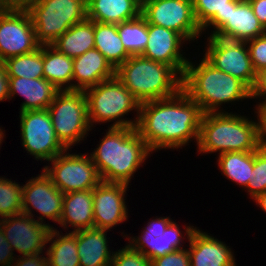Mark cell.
<instances>
[{"label": "cell", "mask_w": 266, "mask_h": 266, "mask_svg": "<svg viewBox=\"0 0 266 266\" xmlns=\"http://www.w3.org/2000/svg\"><path fill=\"white\" fill-rule=\"evenodd\" d=\"M196 228L190 237V266H237L234 250L225 241Z\"/></svg>", "instance_id": "obj_19"}, {"label": "cell", "mask_w": 266, "mask_h": 266, "mask_svg": "<svg viewBox=\"0 0 266 266\" xmlns=\"http://www.w3.org/2000/svg\"><path fill=\"white\" fill-rule=\"evenodd\" d=\"M206 38L202 56L215 68L238 78L252 89L256 81V72L246 42L215 36Z\"/></svg>", "instance_id": "obj_13"}, {"label": "cell", "mask_w": 266, "mask_h": 266, "mask_svg": "<svg viewBox=\"0 0 266 266\" xmlns=\"http://www.w3.org/2000/svg\"><path fill=\"white\" fill-rule=\"evenodd\" d=\"M255 16L266 30V0H248Z\"/></svg>", "instance_id": "obj_44"}, {"label": "cell", "mask_w": 266, "mask_h": 266, "mask_svg": "<svg viewBox=\"0 0 266 266\" xmlns=\"http://www.w3.org/2000/svg\"><path fill=\"white\" fill-rule=\"evenodd\" d=\"M41 169L40 174L36 177L35 175L32 176L23 184L22 213L31 216L38 222L48 224L51 228H55L54 225L59 224L62 215L64 193L53 184L44 169ZM46 219L51 220L54 224L46 223Z\"/></svg>", "instance_id": "obj_14"}, {"label": "cell", "mask_w": 266, "mask_h": 266, "mask_svg": "<svg viewBox=\"0 0 266 266\" xmlns=\"http://www.w3.org/2000/svg\"><path fill=\"white\" fill-rule=\"evenodd\" d=\"M40 45H52L72 25L87 18L84 0H24Z\"/></svg>", "instance_id": "obj_7"}, {"label": "cell", "mask_w": 266, "mask_h": 266, "mask_svg": "<svg viewBox=\"0 0 266 266\" xmlns=\"http://www.w3.org/2000/svg\"><path fill=\"white\" fill-rule=\"evenodd\" d=\"M254 71L266 68V33L246 41Z\"/></svg>", "instance_id": "obj_37"}, {"label": "cell", "mask_w": 266, "mask_h": 266, "mask_svg": "<svg viewBox=\"0 0 266 266\" xmlns=\"http://www.w3.org/2000/svg\"><path fill=\"white\" fill-rule=\"evenodd\" d=\"M150 262L151 266H190V255L188 248H184L152 259Z\"/></svg>", "instance_id": "obj_38"}, {"label": "cell", "mask_w": 266, "mask_h": 266, "mask_svg": "<svg viewBox=\"0 0 266 266\" xmlns=\"http://www.w3.org/2000/svg\"><path fill=\"white\" fill-rule=\"evenodd\" d=\"M266 33L248 0L231 2L227 23L214 35L228 40L248 41Z\"/></svg>", "instance_id": "obj_21"}, {"label": "cell", "mask_w": 266, "mask_h": 266, "mask_svg": "<svg viewBox=\"0 0 266 266\" xmlns=\"http://www.w3.org/2000/svg\"><path fill=\"white\" fill-rule=\"evenodd\" d=\"M23 184L0 176V219L22 213Z\"/></svg>", "instance_id": "obj_34"}, {"label": "cell", "mask_w": 266, "mask_h": 266, "mask_svg": "<svg viewBox=\"0 0 266 266\" xmlns=\"http://www.w3.org/2000/svg\"><path fill=\"white\" fill-rule=\"evenodd\" d=\"M141 15L148 24L179 33L189 44L203 37L194 16L192 0H142Z\"/></svg>", "instance_id": "obj_11"}, {"label": "cell", "mask_w": 266, "mask_h": 266, "mask_svg": "<svg viewBox=\"0 0 266 266\" xmlns=\"http://www.w3.org/2000/svg\"><path fill=\"white\" fill-rule=\"evenodd\" d=\"M128 188L127 184L101 181L93 189L94 228L111 231L128 221Z\"/></svg>", "instance_id": "obj_16"}, {"label": "cell", "mask_w": 266, "mask_h": 266, "mask_svg": "<svg viewBox=\"0 0 266 266\" xmlns=\"http://www.w3.org/2000/svg\"><path fill=\"white\" fill-rule=\"evenodd\" d=\"M94 40L95 48L115 70L131 56L121 42L117 24L94 21Z\"/></svg>", "instance_id": "obj_30"}, {"label": "cell", "mask_w": 266, "mask_h": 266, "mask_svg": "<svg viewBox=\"0 0 266 266\" xmlns=\"http://www.w3.org/2000/svg\"><path fill=\"white\" fill-rule=\"evenodd\" d=\"M60 226L64 232L94 228L93 189L64 194Z\"/></svg>", "instance_id": "obj_23"}, {"label": "cell", "mask_w": 266, "mask_h": 266, "mask_svg": "<svg viewBox=\"0 0 266 266\" xmlns=\"http://www.w3.org/2000/svg\"><path fill=\"white\" fill-rule=\"evenodd\" d=\"M7 3L4 0H0V9L3 8Z\"/></svg>", "instance_id": "obj_49"}, {"label": "cell", "mask_w": 266, "mask_h": 266, "mask_svg": "<svg viewBox=\"0 0 266 266\" xmlns=\"http://www.w3.org/2000/svg\"><path fill=\"white\" fill-rule=\"evenodd\" d=\"M174 219L170 218V216H156L152 219H149L144 225L145 227L142 228L140 235L137 236H160L163 235L164 231L166 230L167 226L173 221Z\"/></svg>", "instance_id": "obj_40"}, {"label": "cell", "mask_w": 266, "mask_h": 266, "mask_svg": "<svg viewBox=\"0 0 266 266\" xmlns=\"http://www.w3.org/2000/svg\"><path fill=\"white\" fill-rule=\"evenodd\" d=\"M252 201L255 202L257 207L259 206V208L262 209V211H264V213H266V191L264 193L259 194Z\"/></svg>", "instance_id": "obj_45"}, {"label": "cell", "mask_w": 266, "mask_h": 266, "mask_svg": "<svg viewBox=\"0 0 266 266\" xmlns=\"http://www.w3.org/2000/svg\"><path fill=\"white\" fill-rule=\"evenodd\" d=\"M202 115L199 104L180 89L171 97L140 103L136 129L153 153L179 151L193 140L197 146Z\"/></svg>", "instance_id": "obj_1"}, {"label": "cell", "mask_w": 266, "mask_h": 266, "mask_svg": "<svg viewBox=\"0 0 266 266\" xmlns=\"http://www.w3.org/2000/svg\"><path fill=\"white\" fill-rule=\"evenodd\" d=\"M43 74L60 91L72 90L73 58L52 45H43Z\"/></svg>", "instance_id": "obj_29"}, {"label": "cell", "mask_w": 266, "mask_h": 266, "mask_svg": "<svg viewBox=\"0 0 266 266\" xmlns=\"http://www.w3.org/2000/svg\"><path fill=\"white\" fill-rule=\"evenodd\" d=\"M196 228L197 226L194 227L189 223V225H184L182 231L180 229V224L178 225L176 220H173L167 226L163 235L157 237L131 236L130 234H127L125 232L120 233L123 239L125 238L126 240H128L127 243H129L135 250L140 251L146 258L151 261L152 259L164 256L176 250L186 248L188 244L184 245L185 241H190L192 232Z\"/></svg>", "instance_id": "obj_18"}, {"label": "cell", "mask_w": 266, "mask_h": 266, "mask_svg": "<svg viewBox=\"0 0 266 266\" xmlns=\"http://www.w3.org/2000/svg\"><path fill=\"white\" fill-rule=\"evenodd\" d=\"M11 266H48V258L45 252L35 255L17 256Z\"/></svg>", "instance_id": "obj_42"}, {"label": "cell", "mask_w": 266, "mask_h": 266, "mask_svg": "<svg viewBox=\"0 0 266 266\" xmlns=\"http://www.w3.org/2000/svg\"><path fill=\"white\" fill-rule=\"evenodd\" d=\"M110 266H151V262L129 243L114 251Z\"/></svg>", "instance_id": "obj_36"}, {"label": "cell", "mask_w": 266, "mask_h": 266, "mask_svg": "<svg viewBox=\"0 0 266 266\" xmlns=\"http://www.w3.org/2000/svg\"><path fill=\"white\" fill-rule=\"evenodd\" d=\"M201 57L196 62L189 59L182 77V89L199 104L203 114L229 112L223 109L227 107L225 104L236 105L243 100H252L251 89L244 82Z\"/></svg>", "instance_id": "obj_4"}, {"label": "cell", "mask_w": 266, "mask_h": 266, "mask_svg": "<svg viewBox=\"0 0 266 266\" xmlns=\"http://www.w3.org/2000/svg\"><path fill=\"white\" fill-rule=\"evenodd\" d=\"M109 231L98 228L77 231L80 266H110L114 249L109 246Z\"/></svg>", "instance_id": "obj_24"}, {"label": "cell", "mask_w": 266, "mask_h": 266, "mask_svg": "<svg viewBox=\"0 0 266 266\" xmlns=\"http://www.w3.org/2000/svg\"><path fill=\"white\" fill-rule=\"evenodd\" d=\"M114 77L115 69L96 48L73 58L72 90L84 91Z\"/></svg>", "instance_id": "obj_20"}, {"label": "cell", "mask_w": 266, "mask_h": 266, "mask_svg": "<svg viewBox=\"0 0 266 266\" xmlns=\"http://www.w3.org/2000/svg\"><path fill=\"white\" fill-rule=\"evenodd\" d=\"M9 101V76L4 62L0 61V102Z\"/></svg>", "instance_id": "obj_43"}, {"label": "cell", "mask_w": 266, "mask_h": 266, "mask_svg": "<svg viewBox=\"0 0 266 266\" xmlns=\"http://www.w3.org/2000/svg\"><path fill=\"white\" fill-rule=\"evenodd\" d=\"M40 46L31 17L22 4L7 3L0 9V61L33 52Z\"/></svg>", "instance_id": "obj_10"}, {"label": "cell", "mask_w": 266, "mask_h": 266, "mask_svg": "<svg viewBox=\"0 0 266 266\" xmlns=\"http://www.w3.org/2000/svg\"><path fill=\"white\" fill-rule=\"evenodd\" d=\"M217 156L216 165L221 175L244 190L250 181L253 171V151L225 152Z\"/></svg>", "instance_id": "obj_31"}, {"label": "cell", "mask_w": 266, "mask_h": 266, "mask_svg": "<svg viewBox=\"0 0 266 266\" xmlns=\"http://www.w3.org/2000/svg\"><path fill=\"white\" fill-rule=\"evenodd\" d=\"M0 228L9 241L14 253L27 256L46 251L51 227L36 221L31 216L20 213L0 219Z\"/></svg>", "instance_id": "obj_15"}, {"label": "cell", "mask_w": 266, "mask_h": 266, "mask_svg": "<svg viewBox=\"0 0 266 266\" xmlns=\"http://www.w3.org/2000/svg\"><path fill=\"white\" fill-rule=\"evenodd\" d=\"M16 253L6 239L3 231L0 228V266H11V264L16 260Z\"/></svg>", "instance_id": "obj_41"}, {"label": "cell", "mask_w": 266, "mask_h": 266, "mask_svg": "<svg viewBox=\"0 0 266 266\" xmlns=\"http://www.w3.org/2000/svg\"><path fill=\"white\" fill-rule=\"evenodd\" d=\"M21 146L35 160L51 161L66 148L57 139L48 109L19 113Z\"/></svg>", "instance_id": "obj_12"}, {"label": "cell", "mask_w": 266, "mask_h": 266, "mask_svg": "<svg viewBox=\"0 0 266 266\" xmlns=\"http://www.w3.org/2000/svg\"><path fill=\"white\" fill-rule=\"evenodd\" d=\"M250 199H255L259 194L266 191V144L264 143L257 151H253V171L250 181L244 189Z\"/></svg>", "instance_id": "obj_35"}, {"label": "cell", "mask_w": 266, "mask_h": 266, "mask_svg": "<svg viewBox=\"0 0 266 266\" xmlns=\"http://www.w3.org/2000/svg\"><path fill=\"white\" fill-rule=\"evenodd\" d=\"M118 35L125 50L131 55H141L148 42V23L139 17L117 24Z\"/></svg>", "instance_id": "obj_32"}, {"label": "cell", "mask_w": 266, "mask_h": 266, "mask_svg": "<svg viewBox=\"0 0 266 266\" xmlns=\"http://www.w3.org/2000/svg\"><path fill=\"white\" fill-rule=\"evenodd\" d=\"M52 46L70 58H76L95 48L94 21L86 18L72 25Z\"/></svg>", "instance_id": "obj_27"}, {"label": "cell", "mask_w": 266, "mask_h": 266, "mask_svg": "<svg viewBox=\"0 0 266 266\" xmlns=\"http://www.w3.org/2000/svg\"><path fill=\"white\" fill-rule=\"evenodd\" d=\"M6 3L21 4L24 0H4Z\"/></svg>", "instance_id": "obj_48"}, {"label": "cell", "mask_w": 266, "mask_h": 266, "mask_svg": "<svg viewBox=\"0 0 266 266\" xmlns=\"http://www.w3.org/2000/svg\"><path fill=\"white\" fill-rule=\"evenodd\" d=\"M254 120L241 112L205 113L200 121L197 153L219 155L225 152L257 151L264 143L262 119L253 109ZM257 120H256V119Z\"/></svg>", "instance_id": "obj_3"}, {"label": "cell", "mask_w": 266, "mask_h": 266, "mask_svg": "<svg viewBox=\"0 0 266 266\" xmlns=\"http://www.w3.org/2000/svg\"><path fill=\"white\" fill-rule=\"evenodd\" d=\"M48 112L56 137L66 149L86 141L93 130L88 119L84 91H59L49 105Z\"/></svg>", "instance_id": "obj_8"}, {"label": "cell", "mask_w": 266, "mask_h": 266, "mask_svg": "<svg viewBox=\"0 0 266 266\" xmlns=\"http://www.w3.org/2000/svg\"><path fill=\"white\" fill-rule=\"evenodd\" d=\"M184 44L189 43L179 33L148 24V42L141 56L167 64L183 77L189 62V58L185 57Z\"/></svg>", "instance_id": "obj_17"}, {"label": "cell", "mask_w": 266, "mask_h": 266, "mask_svg": "<svg viewBox=\"0 0 266 266\" xmlns=\"http://www.w3.org/2000/svg\"><path fill=\"white\" fill-rule=\"evenodd\" d=\"M2 126H0V149H1V145H3L2 144V142L4 141L5 142V138H6V134H5V130H4V128L2 127Z\"/></svg>", "instance_id": "obj_47"}, {"label": "cell", "mask_w": 266, "mask_h": 266, "mask_svg": "<svg viewBox=\"0 0 266 266\" xmlns=\"http://www.w3.org/2000/svg\"><path fill=\"white\" fill-rule=\"evenodd\" d=\"M59 91L44 78L9 77V102L16 95L24 98L19 112L48 109Z\"/></svg>", "instance_id": "obj_22"}, {"label": "cell", "mask_w": 266, "mask_h": 266, "mask_svg": "<svg viewBox=\"0 0 266 266\" xmlns=\"http://www.w3.org/2000/svg\"><path fill=\"white\" fill-rule=\"evenodd\" d=\"M262 119V132L266 136V106L259 112Z\"/></svg>", "instance_id": "obj_46"}, {"label": "cell", "mask_w": 266, "mask_h": 266, "mask_svg": "<svg viewBox=\"0 0 266 266\" xmlns=\"http://www.w3.org/2000/svg\"><path fill=\"white\" fill-rule=\"evenodd\" d=\"M87 18L99 22L118 24L141 15L142 0H89Z\"/></svg>", "instance_id": "obj_25"}, {"label": "cell", "mask_w": 266, "mask_h": 266, "mask_svg": "<svg viewBox=\"0 0 266 266\" xmlns=\"http://www.w3.org/2000/svg\"><path fill=\"white\" fill-rule=\"evenodd\" d=\"M251 99H255V101L259 99L255 102L256 105H253L258 112L266 106V68L256 73V81L251 89Z\"/></svg>", "instance_id": "obj_39"}, {"label": "cell", "mask_w": 266, "mask_h": 266, "mask_svg": "<svg viewBox=\"0 0 266 266\" xmlns=\"http://www.w3.org/2000/svg\"><path fill=\"white\" fill-rule=\"evenodd\" d=\"M3 62L9 77H24L27 79L44 78L43 45L33 52L10 57Z\"/></svg>", "instance_id": "obj_33"}, {"label": "cell", "mask_w": 266, "mask_h": 266, "mask_svg": "<svg viewBox=\"0 0 266 266\" xmlns=\"http://www.w3.org/2000/svg\"><path fill=\"white\" fill-rule=\"evenodd\" d=\"M47 164L43 165L44 171L64 194L92 190L101 182L96 165L88 151L87 154L72 153V149H66Z\"/></svg>", "instance_id": "obj_9"}, {"label": "cell", "mask_w": 266, "mask_h": 266, "mask_svg": "<svg viewBox=\"0 0 266 266\" xmlns=\"http://www.w3.org/2000/svg\"><path fill=\"white\" fill-rule=\"evenodd\" d=\"M236 1L192 0L195 19L202 29V34H205V37L206 34L207 36H214L227 23L231 2Z\"/></svg>", "instance_id": "obj_26"}, {"label": "cell", "mask_w": 266, "mask_h": 266, "mask_svg": "<svg viewBox=\"0 0 266 266\" xmlns=\"http://www.w3.org/2000/svg\"><path fill=\"white\" fill-rule=\"evenodd\" d=\"M52 228L45 253L48 258V266H80L77 250V231L66 232ZM61 232V233H60Z\"/></svg>", "instance_id": "obj_28"}, {"label": "cell", "mask_w": 266, "mask_h": 266, "mask_svg": "<svg viewBox=\"0 0 266 266\" xmlns=\"http://www.w3.org/2000/svg\"><path fill=\"white\" fill-rule=\"evenodd\" d=\"M115 76L139 103L168 98L182 89V77L171 66L141 55L130 56Z\"/></svg>", "instance_id": "obj_5"}, {"label": "cell", "mask_w": 266, "mask_h": 266, "mask_svg": "<svg viewBox=\"0 0 266 266\" xmlns=\"http://www.w3.org/2000/svg\"><path fill=\"white\" fill-rule=\"evenodd\" d=\"M105 131L97 147L89 153L101 181L131 186L135 173L154 153L136 127H107Z\"/></svg>", "instance_id": "obj_2"}, {"label": "cell", "mask_w": 266, "mask_h": 266, "mask_svg": "<svg viewBox=\"0 0 266 266\" xmlns=\"http://www.w3.org/2000/svg\"><path fill=\"white\" fill-rule=\"evenodd\" d=\"M84 93L92 129L98 123H111L107 127L137 126L140 103L116 76L84 90ZM131 112H136L134 117L127 118L126 115Z\"/></svg>", "instance_id": "obj_6"}]
</instances>
